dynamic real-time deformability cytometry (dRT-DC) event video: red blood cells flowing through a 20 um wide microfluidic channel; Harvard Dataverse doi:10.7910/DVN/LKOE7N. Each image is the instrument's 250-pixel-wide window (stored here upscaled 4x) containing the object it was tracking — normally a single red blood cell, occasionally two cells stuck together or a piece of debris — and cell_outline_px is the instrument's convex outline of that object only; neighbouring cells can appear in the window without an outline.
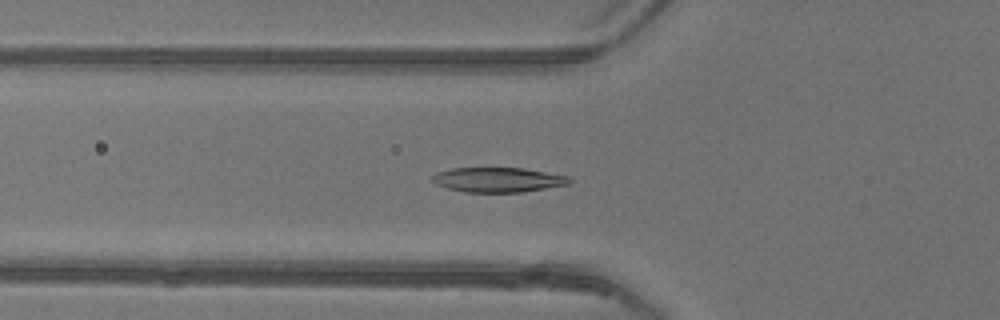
{"species": "common noctule bat (a hibernating species)", "species_latin": "Nyctalus noctula", "temperature_condition": "warm", "stored_images_in_passage": 44, "camera_frame_rate_fps": 3000, "um_per_image_px": 0.085, "animal": {"sex": "female"}, "frame": {"image": 1, "passage_image": 13, "time_ms": 4.0, "image_size_px": [1000, 320], "cell_outline_px": [[572, 184], [524, 192], [464, 192], [448, 188], [436, 184], [432, 180], [432, 176], [436, 172], [452, 168], [524, 168], [568, 176], [572, 180]], "centroid_in_image_um": [42.36, 15.28], "position_along_channel_um": 83.4, "area_um2": 19.88}}
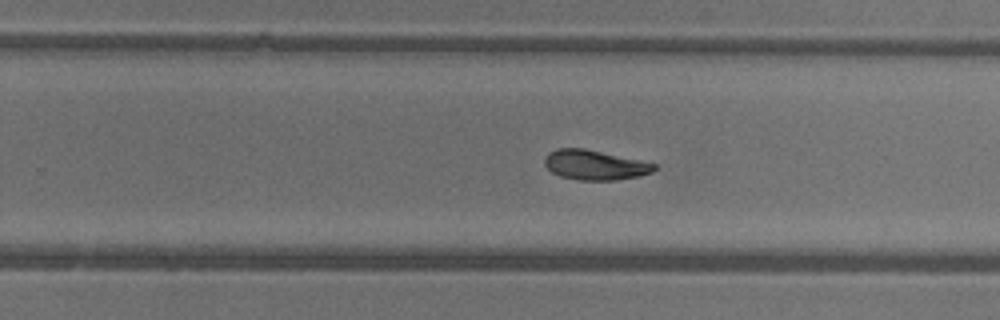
{"frame": {"image": 2, "passage_image": 27, "time_ms": 8.667, "image_size_px": [1000, 320], "cell_outline_px": [[656, 168], [652, 172], [640, 176], [616, 180], [580, 180], [560, 176], [552, 172], [544, 164], [544, 160], [548, 152], [556, 148], [584, 148], [656, 164]], "centroid_in_image_um": [50.53, 14.02], "position_along_channel_um": 279.3, "area_um2": 18.9}}
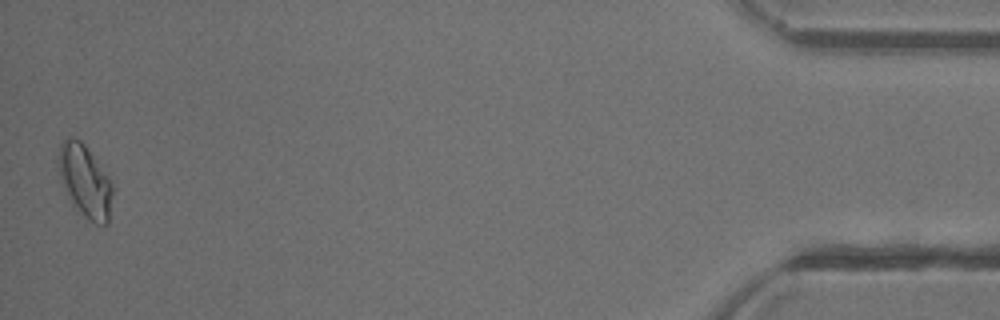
{"frame": {"image": 3, "passage_image": 44, "time_ms": 14.333, "image_size_px": [1000, 320], "cell_outline_px": [[112, 192], [108, 224], [96, 224], [88, 220], [76, 212], [60, 180], [60, 144], [68, 136], [72, 136], [80, 140], [84, 144], [108, 176], [112, 184]], "centroid_in_image_um": [7.23, 15.43], "position_along_channel_um": 428.0, "area_um2": 22.6}, "authors_computed_cell_mechanics": {"area_um2": 19.8832, "velocity_mm_per_s": 4.1807, "shape_relaxation_time_tau1_ms": 4.4096, "shape_relaxation_time_tau2_ms": null, "deformation_change_tau1": 0.1508, "deformation_change_tau2": null}}